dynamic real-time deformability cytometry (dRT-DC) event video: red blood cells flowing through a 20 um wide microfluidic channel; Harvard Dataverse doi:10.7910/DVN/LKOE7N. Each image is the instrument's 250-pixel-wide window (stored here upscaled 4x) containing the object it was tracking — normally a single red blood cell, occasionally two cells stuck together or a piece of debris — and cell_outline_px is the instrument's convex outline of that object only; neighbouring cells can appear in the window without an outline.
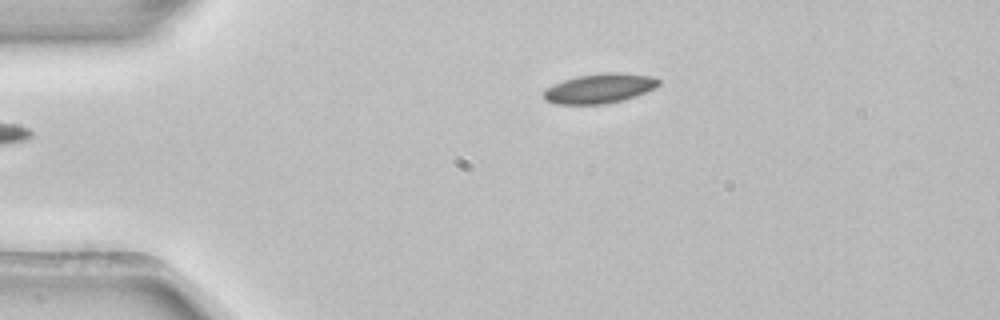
{"species": "common noctule bat (a hibernating species)", "species_latin": "Nyctalus noctula", "temperature_condition": "room temperature", "stored_images_in_passage": 5, "camera_frame_rate_fps": 3000, "um_per_image_px": 0.085, "animal": {"sex": "female", "body_mass_g": 22.7, "forearm_length_mm": 54.2}, "frame": {"image": 1, "passage_image": 5, "time_ms": 1.333, "image_size_px": [1000, 320], "cell_outline_px": [[660, 84], [656, 88], [636, 96], [604, 104], [556, 104], [544, 100], [544, 92], [548, 88], [564, 80], [576, 76], [604, 72], [624, 72], [652, 76], [660, 80]], "centroid_in_image_um": [51.01, 7.5], "position_along_channel_um": 34.0, "area_um2": 19.88}}